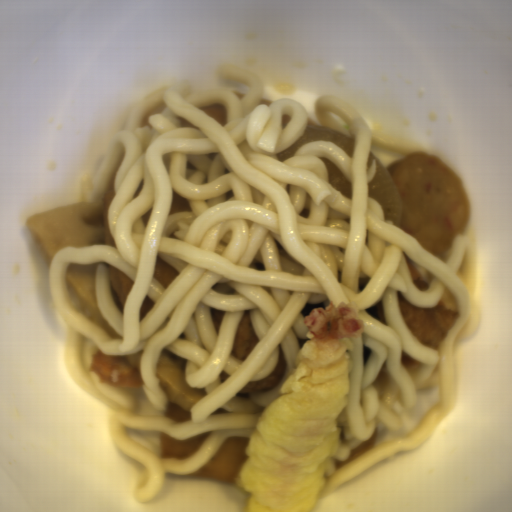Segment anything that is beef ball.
<instances>
[{"label": "beef ball", "mask_w": 512, "mask_h": 512, "mask_svg": "<svg viewBox=\"0 0 512 512\" xmlns=\"http://www.w3.org/2000/svg\"><path fill=\"white\" fill-rule=\"evenodd\" d=\"M400 315L410 331L425 345L438 352L440 342L448 335L458 318V312L441 300L435 308L410 305L399 292Z\"/></svg>", "instance_id": "1"}, {"label": "beef ball", "mask_w": 512, "mask_h": 512, "mask_svg": "<svg viewBox=\"0 0 512 512\" xmlns=\"http://www.w3.org/2000/svg\"><path fill=\"white\" fill-rule=\"evenodd\" d=\"M98 381L115 387H142L144 381L136 368L121 356L95 352L90 362Z\"/></svg>", "instance_id": "2"}, {"label": "beef ball", "mask_w": 512, "mask_h": 512, "mask_svg": "<svg viewBox=\"0 0 512 512\" xmlns=\"http://www.w3.org/2000/svg\"><path fill=\"white\" fill-rule=\"evenodd\" d=\"M257 342L258 336L253 326L251 314L245 312L237 326L232 350L233 357L244 359L254 349Z\"/></svg>", "instance_id": "3"}, {"label": "beef ball", "mask_w": 512, "mask_h": 512, "mask_svg": "<svg viewBox=\"0 0 512 512\" xmlns=\"http://www.w3.org/2000/svg\"><path fill=\"white\" fill-rule=\"evenodd\" d=\"M287 362L282 347L278 350V360L275 368L263 379L247 382L239 391L240 395H250L271 389H275L285 376Z\"/></svg>", "instance_id": "4"}, {"label": "beef ball", "mask_w": 512, "mask_h": 512, "mask_svg": "<svg viewBox=\"0 0 512 512\" xmlns=\"http://www.w3.org/2000/svg\"><path fill=\"white\" fill-rule=\"evenodd\" d=\"M369 314H371L375 319L381 321L382 323L387 325L385 310H384V302H377L376 304L370 306L365 309Z\"/></svg>", "instance_id": "5"}]
</instances>
